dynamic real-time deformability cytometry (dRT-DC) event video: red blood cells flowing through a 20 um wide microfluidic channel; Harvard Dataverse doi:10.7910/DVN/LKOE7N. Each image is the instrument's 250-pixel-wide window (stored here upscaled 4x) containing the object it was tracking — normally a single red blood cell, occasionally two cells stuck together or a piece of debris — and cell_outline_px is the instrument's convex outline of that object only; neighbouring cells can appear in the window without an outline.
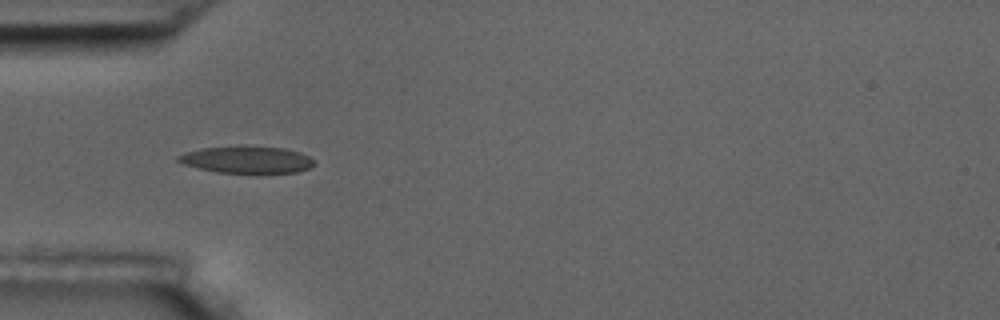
{"species": "common noctule bat (a hibernating species)", "species_latin": "Nyctalus noctula", "temperature_condition": "room temperature", "stored_images_in_passage": 5, "camera_frame_rate_fps": 3000, "um_per_image_px": 0.085, "animal": {"sex": "male", "body_mass_g": 17.5, "forearm_length_mm": 52.3}, "frame": {"image": 1, "passage_image": 4, "time_ms": 3.667, "image_size_px": [1000, 320], "cell_outline_px": [[312, 164], [308, 168], [296, 172], [260, 176], [216, 172], [184, 164], [176, 160], [176, 156], [184, 152], [200, 148], [284, 148], [300, 152], [308, 156], [312, 160]], "centroid_in_image_um": [20.98, 13.65], "position_along_channel_um": 64.0, "area_um2": 21.44}}